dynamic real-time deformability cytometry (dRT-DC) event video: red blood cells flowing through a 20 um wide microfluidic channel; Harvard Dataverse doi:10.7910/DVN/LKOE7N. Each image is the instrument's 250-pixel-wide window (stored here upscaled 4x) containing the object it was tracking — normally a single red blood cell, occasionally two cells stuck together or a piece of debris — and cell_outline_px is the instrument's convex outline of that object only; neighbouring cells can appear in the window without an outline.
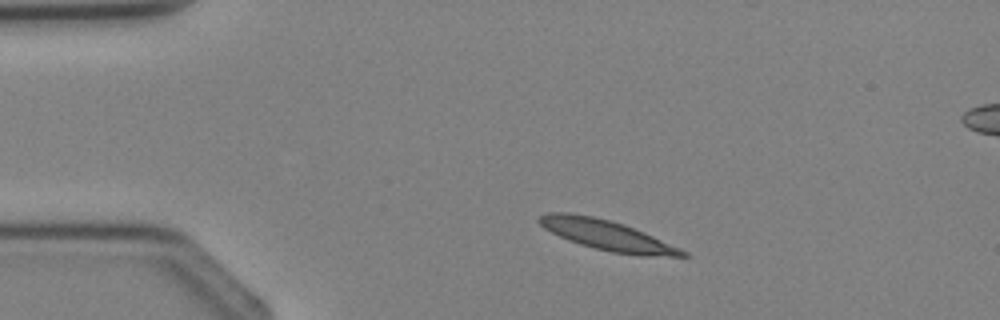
{"species": "Egyptian fruit bat (a non-hibernating species)", "species_latin": "Rousettus aegyptiacus", "temperature_condition": "cold", "stored_images_in_passage": 3, "segment_of_instrument_passage": [1, 2], "camera_frame_rate_fps": 3000, "um_per_image_px": 0.085, "animal": {"sex": "female"}, "frame": {"image": 1, "passage_image": 1, "time_ms": 0.0, "image_size_px": [1000, 320], "cell_outline_px": [[692, 256], [640, 256], [612, 252], [580, 244], [568, 240], [544, 228], [536, 220], [540, 216], [548, 212], [568, 212], [592, 216], [624, 224], [644, 232], [680, 248], [688, 252]], "centroid_in_image_um": [51.61, 19.99], "position_along_channel_um": 33.4, "area_um2": 24.97}}